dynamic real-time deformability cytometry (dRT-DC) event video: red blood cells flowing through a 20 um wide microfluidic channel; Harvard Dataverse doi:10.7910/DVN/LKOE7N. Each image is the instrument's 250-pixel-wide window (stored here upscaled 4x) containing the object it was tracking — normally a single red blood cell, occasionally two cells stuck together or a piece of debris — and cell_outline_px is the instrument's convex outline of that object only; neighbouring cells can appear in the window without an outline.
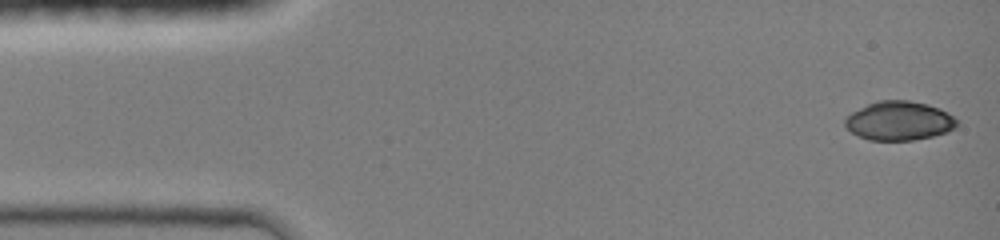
{"species": "common noctule bat (a hibernating species)", "species_latin": "Nyctalus noctula", "temperature_condition": "room temperature", "stored_images_in_passage": 51, "camera_frame_rate_fps": 3000, "um_per_image_px": 0.085, "animal": {"sex": "female", "body_mass_g": 19.0, "forearm_length_mm": 51.5}, "frame": {"image": 1, "passage_image": 1, "time_ms": 0.0, "image_size_px": [1000, 240], "cell_outline_px": [[956, 128], [948, 132], [932, 136], [912, 140], [868, 140], [852, 132], [844, 124], [844, 120], [852, 112], [876, 100], [908, 100], [928, 104], [940, 108], [948, 112], [956, 120]], "centroid_in_image_um": [76.44, 10.26], "position_along_channel_um": 8.6, "area_um2": 25.37}}
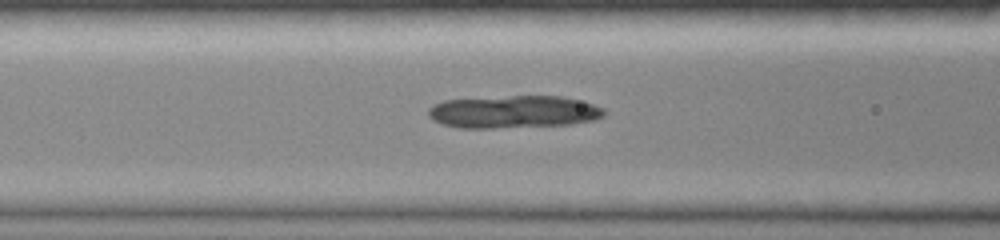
{"frame": {"image": 2, "passage_image": 21, "time_ms": 5.333, "image_size_px": [1000, 240], "cell_outline_px": [[604, 116], [596, 120], [572, 124], [492, 128], [460, 128], [444, 124], [432, 120], [428, 116], [428, 108], [432, 104], [444, 100], [512, 96], [564, 96], [592, 104], [604, 108]], "centroid_in_image_um": [43.64, 9.51], "position_along_channel_um": 123.0, "area_um2": 33.41}}
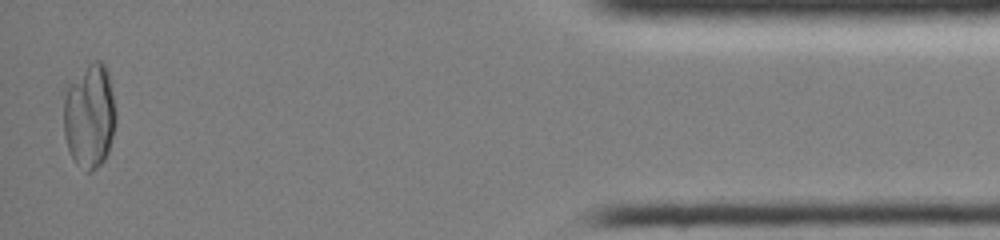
{"frame": {"image": 3, "passage_image": 51, "time_ms": 14.0, "image_size_px": [1000, 240], "cell_outline_px": [[116, 124], [108, 152], [104, 160], [92, 172], [88, 172], [76, 164], [68, 148], [64, 136], [64, 96], [68, 80], [92, 60], [100, 60], [104, 64], [108, 72], [116, 112]], "centroid_in_image_um": [7.6, 9.81], "position_along_channel_um": 427.6, "area_um2": 32.31}}